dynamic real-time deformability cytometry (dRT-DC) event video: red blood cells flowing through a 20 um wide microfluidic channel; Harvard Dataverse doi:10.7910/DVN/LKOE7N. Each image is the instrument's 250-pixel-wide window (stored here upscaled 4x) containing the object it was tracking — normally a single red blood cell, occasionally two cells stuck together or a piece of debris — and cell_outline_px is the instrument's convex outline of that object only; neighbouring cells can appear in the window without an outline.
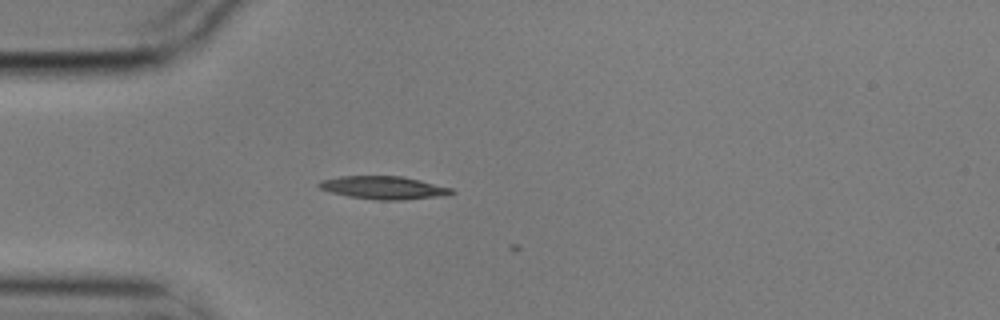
{"species": "common noctule bat (a hibernating species)", "species_latin": "Nyctalus noctula", "temperature_condition": "cold", "stored_images_in_passage": 2, "camera_frame_rate_fps": 3000, "um_per_image_px": 0.085, "animal": {"sex": "male", "body_mass_g": 17.9}, "frame": {"image": 1, "passage_image": 2, "time_ms": 0.333, "image_size_px": [1000, 320], "cell_outline_px": [[456, 192], [444, 196], [404, 200], [376, 200], [348, 196], [332, 192], [320, 188], [316, 184], [320, 180], [340, 176], [404, 176], [452, 188]], "centroid_in_image_um": [32.63, 15.95], "position_along_channel_um": 52.4, "area_um2": 17.86}}